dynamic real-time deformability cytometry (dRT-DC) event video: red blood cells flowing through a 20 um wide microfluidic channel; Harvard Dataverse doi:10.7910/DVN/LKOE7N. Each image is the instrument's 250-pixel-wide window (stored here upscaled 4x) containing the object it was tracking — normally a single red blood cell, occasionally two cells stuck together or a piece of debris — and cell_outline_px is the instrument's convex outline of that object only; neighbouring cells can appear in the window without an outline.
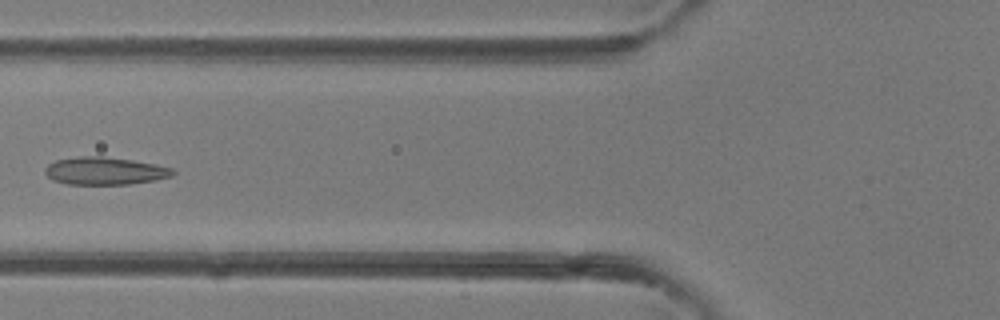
{"species": "common noctule bat (a hibernating species)", "species_latin": "Nyctalus noctula", "temperature_condition": "room temperature", "stored_images_in_passage": 41, "camera_frame_rate_fps": 3000, "um_per_image_px": 0.085, "animal": {"sex": "female"}, "frame": {"image": 1, "passage_image": 16, "time_ms": 5.0, "image_size_px": [1000, 320], "cell_outline_px": [[176, 172], [172, 176], [156, 180], [128, 184], [68, 184], [52, 180], [44, 172], [44, 168], [48, 164], [56, 160], [76, 156], [104, 156], [132, 160], [156, 164], [172, 168]], "centroid_in_image_um": [8.9, 14.52], "position_along_channel_um": 116.9, "area_um2": 20.69}}
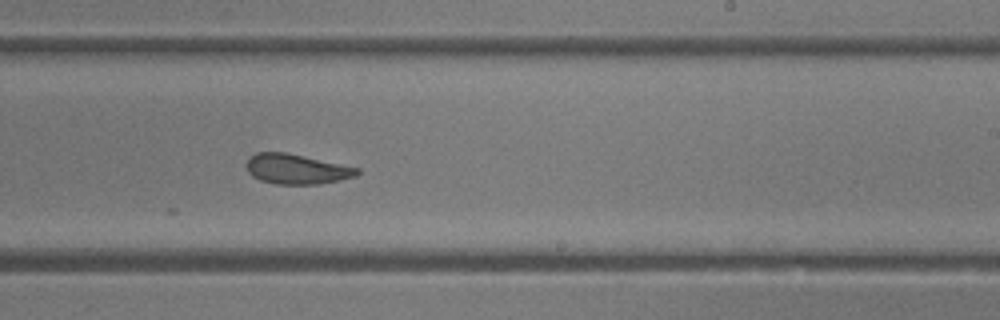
{"frame": {"image": 2, "passage_image": 25, "time_ms": 8.0, "image_size_px": [1000, 320], "cell_outline_px": [[360, 172], [356, 176], [340, 180], [320, 184], [276, 184], [260, 180], [252, 176], [248, 172], [244, 164], [248, 156], [256, 152], [284, 152], [360, 168]], "centroid_in_image_um": [25.16, 14.37], "position_along_channel_um": 263.8, "area_um2": 19.48}}
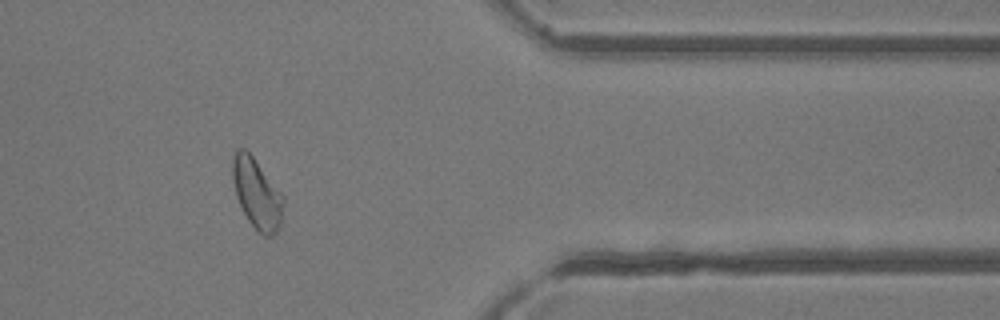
{"frame": {"image": 3, "passage_image": 34, "time_ms": 11.0, "image_size_px": [1000, 320], "cell_outline_px": [[284, 204], [280, 224], [276, 232], [272, 236], [264, 236], [248, 220], [236, 196], [232, 180], [232, 156], [236, 148], [244, 148], [252, 156], [284, 196]], "centroid_in_image_um": [21.82, 16.43], "position_along_channel_um": 389.6, "area_um2": 20.58}}